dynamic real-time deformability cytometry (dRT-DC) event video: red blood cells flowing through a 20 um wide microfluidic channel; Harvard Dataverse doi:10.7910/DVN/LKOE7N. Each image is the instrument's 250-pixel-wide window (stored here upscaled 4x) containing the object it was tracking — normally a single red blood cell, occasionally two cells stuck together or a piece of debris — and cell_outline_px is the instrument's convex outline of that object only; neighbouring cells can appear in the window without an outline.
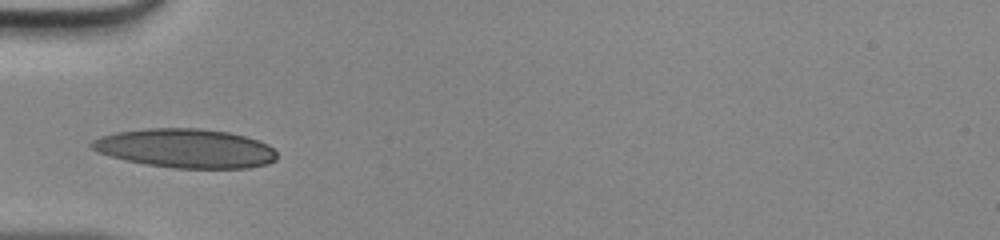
{"species": "human", "species_latin": "Homo sapiens", "temperature_condition": "room temperature", "stored_images_in_passage": 27, "camera_frame_rate_fps": 3000, "um_per_image_px": 0.085, "donor": {"sex": "male"}, "frame": {"image": 1, "passage_image": 1, "time_ms": 0.0, "image_size_px": [1000, 240], "cell_outline_px": [[276, 160], [268, 164], [248, 168], [176, 168], [148, 164], [128, 160], [112, 156], [100, 152], [92, 148], [88, 144], [92, 140], [100, 136], [116, 132], [148, 128], [200, 128], [228, 132], [244, 136], [268, 144], [276, 152]], "centroid_in_image_um": [15.79, 12.6], "position_along_channel_um": 69.2, "area_um2": 41.91}}
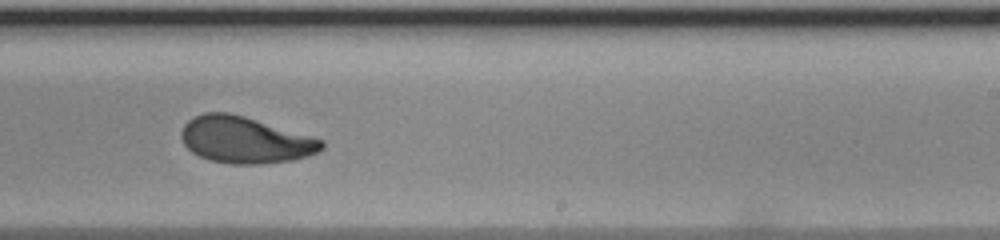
{"frame": {"image": 2, "passage_image": 15, "time_ms": 4.667, "image_size_px": [1000, 240], "cell_outline_px": [[324, 148], [308, 156], [292, 160], [264, 164], [232, 164], [212, 160], [200, 156], [192, 152], [184, 144], [180, 136], [180, 132], [184, 124], [188, 120], [204, 112], [228, 112], [244, 116], [324, 140]], "centroid_in_image_um": [20.82, 11.89], "position_along_channel_um": 268.2, "area_um2": 37.92}}
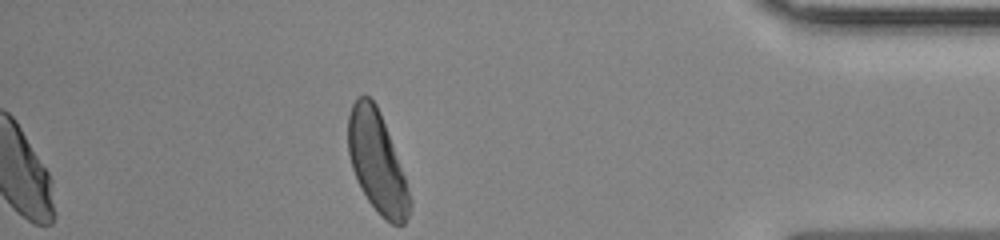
{"frame": {"image": 3, "passage_image": 27, "time_ms": 8.667, "image_size_px": [1000, 240], "cell_outline_px": [[412, 204], [408, 216], [404, 224], [392, 224], [384, 220], [380, 216], [368, 200], [360, 188], [356, 180], [352, 168], [348, 152], [348, 116], [352, 104], [356, 96], [368, 96], [376, 104], [380, 112], [404, 176], [412, 200]], "centroid_in_image_um": [32.03, 13.8], "position_along_channel_um": 403.2, "area_um2": 36.07}}